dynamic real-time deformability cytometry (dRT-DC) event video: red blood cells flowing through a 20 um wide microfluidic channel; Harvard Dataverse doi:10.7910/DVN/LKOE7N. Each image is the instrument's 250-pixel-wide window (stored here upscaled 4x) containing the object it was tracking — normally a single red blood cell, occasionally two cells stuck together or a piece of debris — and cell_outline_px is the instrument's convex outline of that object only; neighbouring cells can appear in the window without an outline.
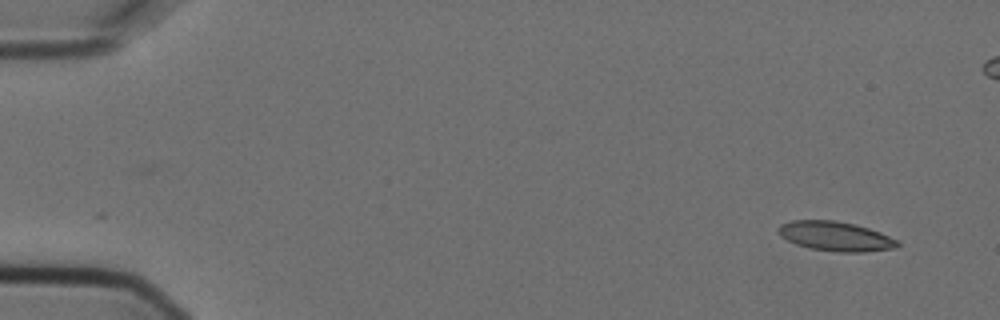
{"species": "Egyptian fruit bat (a non-hibernating species)", "species_latin": "Rousettus aegyptiacus", "temperature_condition": "cold", "stored_images_in_passage": 2, "camera_frame_rate_fps": 3000, "um_per_image_px": 0.085, "animal": {"sex": "female"}, "frame": {"image": 1, "passage_image": 2, "time_ms": 0.333, "image_size_px": [1000, 320], "cell_outline_px": [[900, 244], [896, 248], [864, 252], [836, 252], [812, 248], [796, 244], [780, 236], [776, 232], [776, 228], [780, 224], [792, 220], [836, 220], [856, 224], [880, 232], [900, 240]], "centroid_in_image_um": [71.02, 20.07], "position_along_channel_um": 14.0, "area_um2": 20.75}}